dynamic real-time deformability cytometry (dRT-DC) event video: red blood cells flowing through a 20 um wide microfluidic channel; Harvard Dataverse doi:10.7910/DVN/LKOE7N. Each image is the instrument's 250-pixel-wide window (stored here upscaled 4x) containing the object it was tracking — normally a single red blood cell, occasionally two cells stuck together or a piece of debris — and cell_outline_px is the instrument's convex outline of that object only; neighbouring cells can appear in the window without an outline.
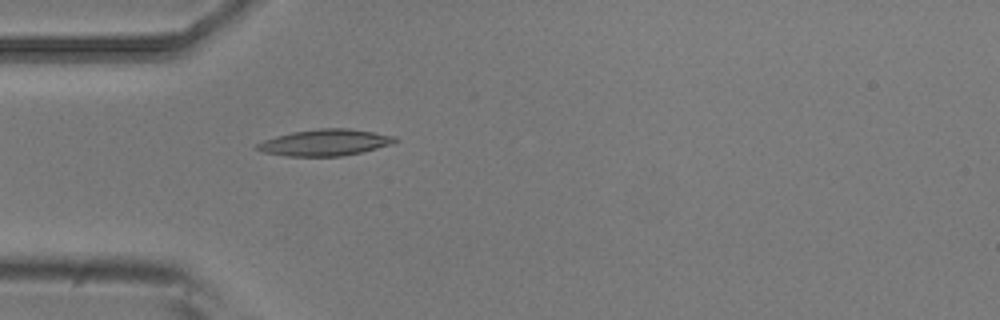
{"species": "common noctule bat (a hibernating species)", "species_latin": "Nyctalus noctula", "temperature_condition": "room temperature", "stored_images_in_passage": 5, "camera_frame_rate_fps": 3000, "um_per_image_px": 0.085, "animal": {"sex": "male", "body_mass_g": 20.5, "forearm_length_mm": 52.5}, "frame": {"image": 1, "passage_image": 5, "time_ms": 1.333, "image_size_px": [1000, 320], "cell_outline_px": [[400, 140], [392, 144], [360, 152], [340, 156], [288, 156], [264, 152], [252, 148], [256, 144], [264, 140], [276, 136], [292, 132], [320, 128], [348, 128], [396, 136]], "centroid_in_image_um": [27.61, 12.11], "position_along_channel_um": 57.4, "area_um2": 21.15}}